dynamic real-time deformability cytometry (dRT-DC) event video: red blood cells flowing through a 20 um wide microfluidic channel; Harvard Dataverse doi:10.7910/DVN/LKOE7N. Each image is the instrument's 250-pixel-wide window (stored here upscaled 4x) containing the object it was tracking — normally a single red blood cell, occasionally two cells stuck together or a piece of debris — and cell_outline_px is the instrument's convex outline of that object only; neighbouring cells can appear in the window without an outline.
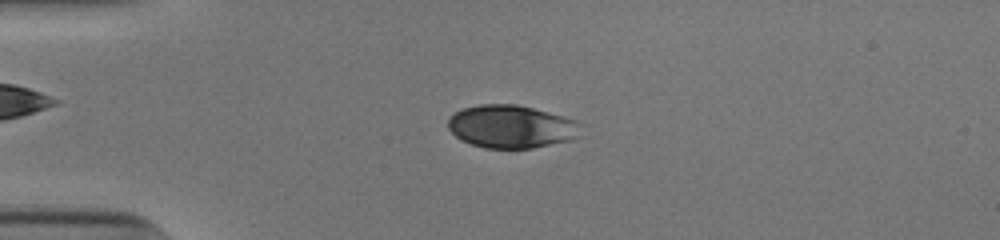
{"species": "human", "species_latin": "Homo sapiens", "temperature_condition": "cold", "stored_images_in_passage": 52, "camera_frame_rate_fps": 3000, "um_per_image_px": 0.085, "donor": {"sex": "male"}, "frame": {"image": 1, "passage_image": 13, "time_ms": 4.0, "image_size_px": [1000, 240], "cell_outline_px": [[576, 136], [572, 140], [532, 148], [484, 148], [460, 140], [448, 128], [448, 120], [456, 112], [464, 108], [480, 104], [516, 104], [532, 108], [576, 120]], "centroid_in_image_um": [43.39, 10.76], "position_along_channel_um": 41.6, "area_um2": 32.66}}
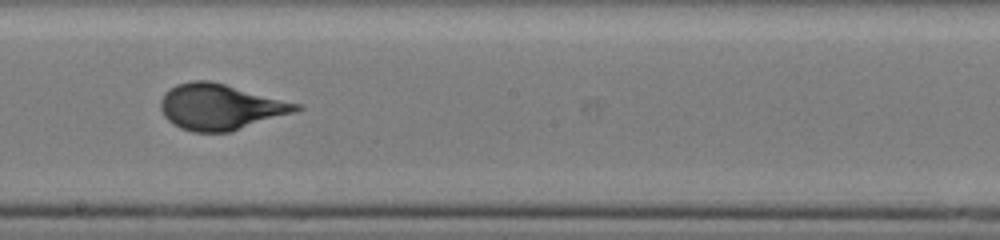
{"frame": {"image": 2, "passage_image": 30, "time_ms": 9.667, "image_size_px": [1000, 240], "cell_outline_px": [[304, 108], [296, 112], [228, 132], [192, 132], [180, 128], [172, 124], [164, 116], [160, 108], [160, 100], [164, 92], [168, 88], [176, 84], [192, 80], [208, 80], [304, 104]], "centroid_in_image_um": [18.73, 9.08], "position_along_channel_um": 229.5, "area_um2": 36.47}}
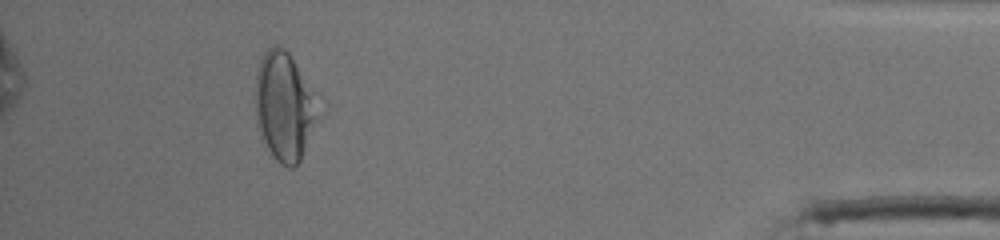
{"frame": {"image": 3, "passage_image": 48, "time_ms": 15.667, "image_size_px": [1000, 240], "cell_outline_px": [[312, 116], [300, 160], [296, 168], [288, 168], [280, 164], [272, 156], [260, 136], [256, 120], [256, 76], [260, 60], [264, 52], [272, 44], [276, 44], [284, 48], [288, 52], [296, 68], [308, 96]], "centroid_in_image_um": [23.95, 9.08], "position_along_channel_um": 411.2, "area_um2": 36.24}, "authors_computed_cell_mechanics": {"area_um2": 35.4892, "velocity_mm_per_s": 3.8915, "shape_relaxation_time_tau1_ms": 4.3352, "shape_relaxation_time_tau2_ms": null, "deformation_change_tau1": 0.164, "deformation_change_tau2": null}}